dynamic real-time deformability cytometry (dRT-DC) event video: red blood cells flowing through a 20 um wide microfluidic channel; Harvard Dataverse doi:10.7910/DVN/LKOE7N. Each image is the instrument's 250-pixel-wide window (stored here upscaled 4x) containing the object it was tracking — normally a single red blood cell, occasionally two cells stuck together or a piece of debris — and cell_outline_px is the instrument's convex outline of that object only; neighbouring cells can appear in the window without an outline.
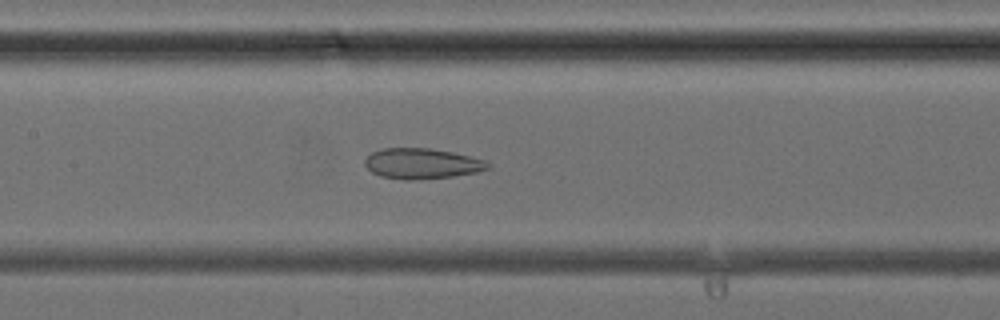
{"species": "common noctule bat (a hibernating species)", "species_latin": "Nyctalus noctula", "temperature_condition": "cold", "stored_images_in_passage": 42, "camera_frame_rate_fps": 3000, "um_per_image_px": 0.085, "animal": {"sex": "female", "body_mass_g": 24.6, "forearm_length_mm": 56.2}, "frame": {"image": 1, "passage_image": 20, "time_ms": 6.333, "image_size_px": [1000, 320], "cell_outline_px": [[492, 164], [488, 168], [476, 172], [452, 176], [412, 180], [404, 180], [380, 176], [372, 172], [364, 164], [364, 160], [372, 152], [380, 148], [428, 148], [452, 152], [488, 160]], "centroid_in_image_um": [35.86, 13.9], "position_along_channel_um": 171.5, "area_um2": 21.91}}
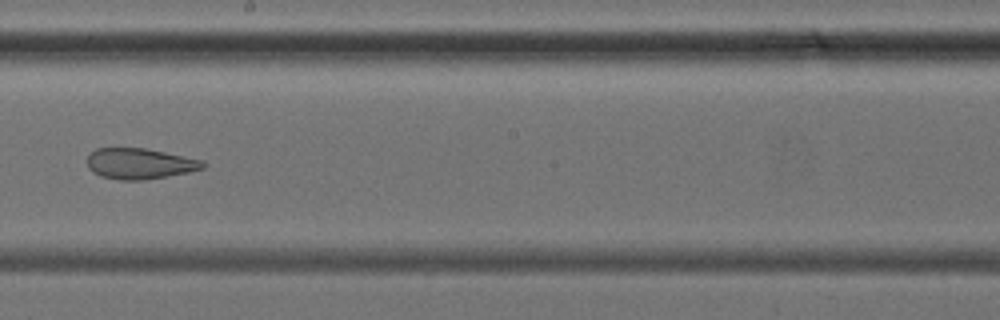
{"frame": {"image": 2, "passage_image": 24, "time_ms": 7.667, "image_size_px": [1000, 320], "cell_outline_px": [[208, 164], [204, 168], [188, 172], [168, 176], [140, 180], [120, 180], [100, 176], [92, 172], [88, 168], [88, 156], [96, 148], [144, 148], [204, 160]], "centroid_in_image_um": [11.89, 13.91], "position_along_channel_um": 236.3, "area_um2": 20.75}}
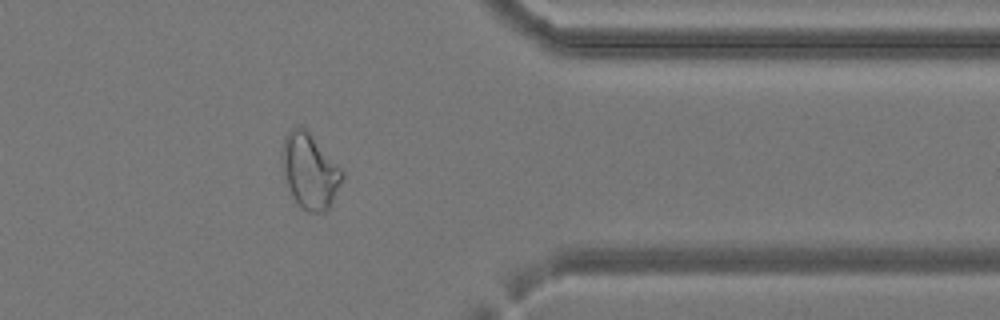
{"frame": {"image": 3, "passage_image": 34, "time_ms": 11.0, "image_size_px": [1000, 320], "cell_outline_px": [[344, 176], [328, 208], [324, 212], [308, 212], [300, 208], [292, 196], [284, 176], [284, 136], [292, 128], [304, 128], [312, 136], [344, 172]], "centroid_in_image_um": [26.34, 14.58], "position_along_channel_um": 385.1, "area_um2": 25.37}}